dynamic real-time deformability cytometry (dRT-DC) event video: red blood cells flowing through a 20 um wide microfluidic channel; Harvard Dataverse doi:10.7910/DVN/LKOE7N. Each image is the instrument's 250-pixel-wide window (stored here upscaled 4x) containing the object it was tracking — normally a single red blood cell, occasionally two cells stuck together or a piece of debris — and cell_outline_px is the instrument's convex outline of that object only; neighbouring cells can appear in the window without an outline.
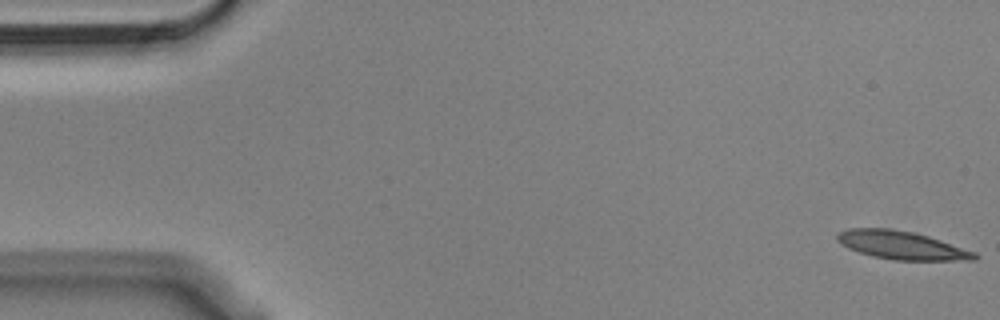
{"species": "Egyptian fruit bat (a non-hibernating species)", "species_latin": "Rousettus aegyptiacus", "temperature_condition": "cold", "stored_images_in_passage": 55, "camera_frame_rate_fps": 3000, "um_per_image_px": 0.085, "animal": {"sex": "male"}, "frame": {"image": 1, "passage_image": 1, "time_ms": 0.0, "image_size_px": [1000, 320], "cell_outline_px": [[980, 256], [976, 260], [892, 260], [872, 256], [848, 248], [836, 240], [836, 236], [840, 232], [848, 228], [892, 228], [912, 232], [928, 236], [976, 252]], "centroid_in_image_um": [76.65, 20.84], "position_along_channel_um": 8.4, "area_um2": 22.6}}
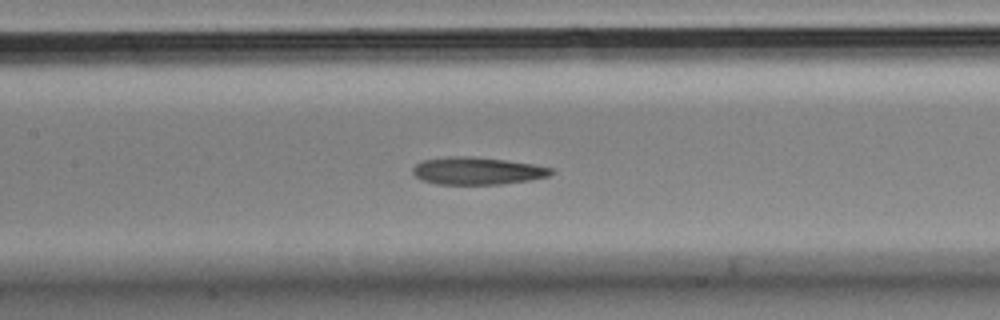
{"frame": {"image": 2, "passage_image": 25, "time_ms": 8.0, "image_size_px": [1000, 320], "cell_outline_px": [[556, 172], [548, 176], [528, 180], [500, 184], [436, 184], [420, 180], [412, 172], [412, 168], [416, 164], [424, 160], [448, 156], [472, 156], [536, 164], [552, 168]], "centroid_in_image_um": [40.56, 14.52], "position_along_channel_um": 166.8, "area_um2": 22.2}}
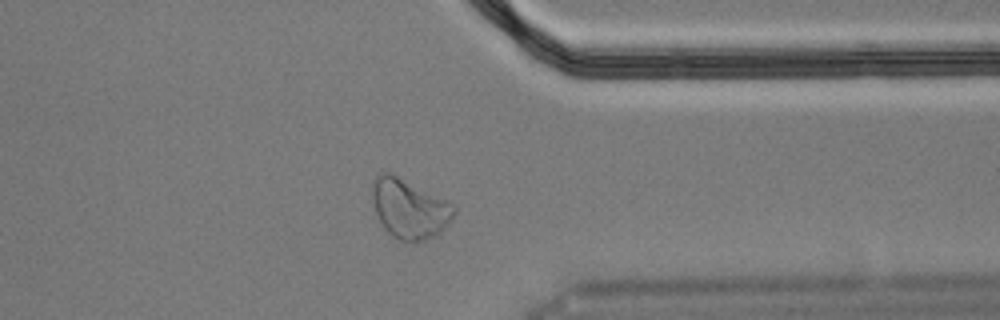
{"frame": {"image": 3, "passage_image": 43, "time_ms": 14.0, "image_size_px": [1000, 320], "cell_outline_px": [[456, 212], [448, 224], [436, 236], [424, 240], [400, 240], [392, 236], [384, 228], [376, 212], [372, 200], [372, 184], [376, 176], [380, 172], [388, 172], [448, 200], [456, 208]], "centroid_in_image_um": [34.8, 17.73], "position_along_channel_um": 376.6, "area_um2": 28.03}, "authors_computed_cell_mechanics": {"area_um2": 22.8888, "velocity_mm_per_s": 3.5997, "shape_relaxation_time_tau1_ms": null, "shape_relaxation_time_tau2_ms": 2.2188, "deformation_change_tau1": null, "deformation_change_tau2": 0.1004}}